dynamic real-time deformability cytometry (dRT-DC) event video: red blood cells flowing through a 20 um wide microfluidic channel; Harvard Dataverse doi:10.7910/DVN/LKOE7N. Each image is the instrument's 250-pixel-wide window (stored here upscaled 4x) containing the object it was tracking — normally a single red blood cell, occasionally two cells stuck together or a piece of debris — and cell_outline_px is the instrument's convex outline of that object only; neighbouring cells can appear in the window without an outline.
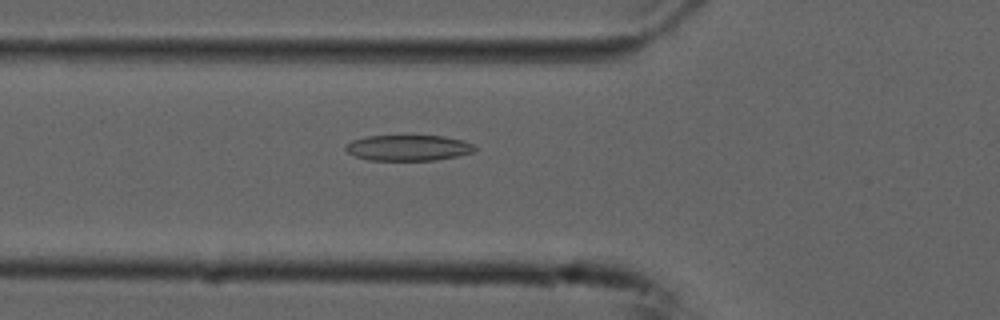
{"species": "common noctule bat (a hibernating species)", "species_latin": "Nyctalus noctula", "temperature_condition": "cold", "stored_images_in_passage": 54, "camera_frame_rate_fps": 3000, "um_per_image_px": 0.085, "animal": {"sex": "male", "forearm_length_mm": 52.5}, "frame": {"image": 1, "passage_image": 19, "time_ms": 6.0, "image_size_px": [1000, 320], "cell_outline_px": [[476, 148], [472, 152], [456, 156], [436, 160], [368, 160], [356, 156], [348, 152], [344, 148], [352, 140], [368, 136], [444, 136], [464, 140], [472, 144]], "centroid_in_image_um": [34.71, 12.56], "position_along_channel_um": 91.1, "area_um2": 19.19}}
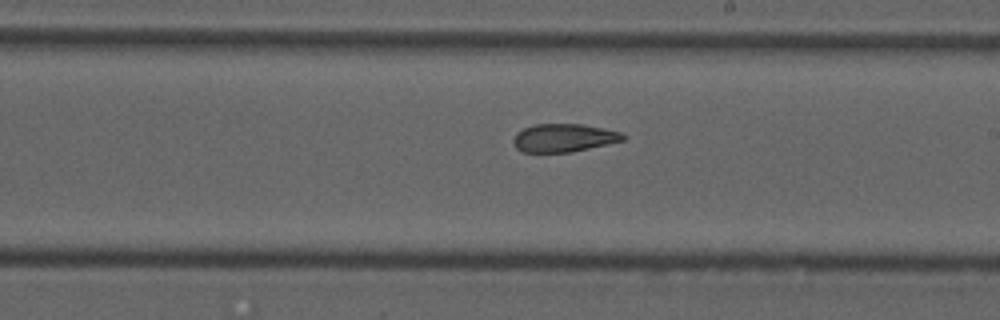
{"frame": {"image": 2, "passage_image": 31, "time_ms": 10.0, "image_size_px": [1000, 320], "cell_outline_px": [[628, 136], [624, 140], [572, 152], [520, 152], [516, 148], [512, 140], [516, 132], [524, 128], [536, 124], [580, 124], [604, 128], [620, 132]], "centroid_in_image_um": [47.91, 11.72], "position_along_channel_um": 241.1, "area_um2": 18.03}}
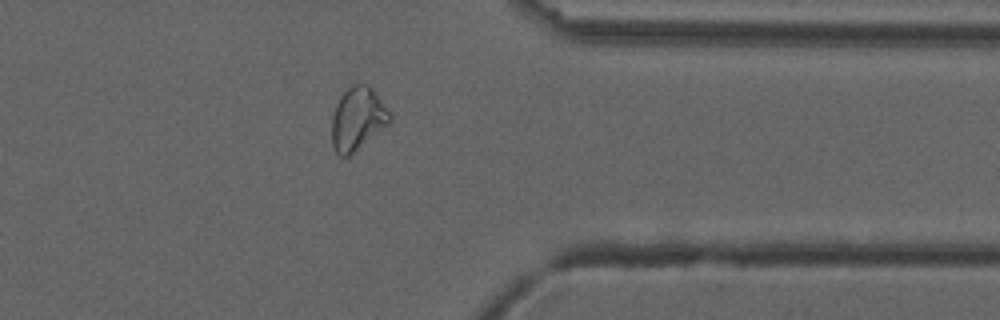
{"frame": {"image": 3, "passage_image": 43, "time_ms": 14.0, "image_size_px": [1000, 320], "cell_outline_px": [[392, 120], [388, 124], [348, 156], [340, 156], [336, 152], [332, 144], [332, 116], [336, 104], [340, 96], [352, 84], [368, 84], [372, 88], [392, 116]], "centroid_in_image_um": [30.38, 10.07], "position_along_channel_um": 381.0, "area_um2": 20.92}, "authors_computed_cell_mechanics": {"area_um2": 20.6924, "velocity_mm_per_s": 3.7435, "shape_relaxation_time_tau1_ms": 6.016, "shape_relaxation_time_tau2_ms": 3.3039, "deformation_change_tau1": 0.1669, "deformation_change_tau2": 0.1185}}